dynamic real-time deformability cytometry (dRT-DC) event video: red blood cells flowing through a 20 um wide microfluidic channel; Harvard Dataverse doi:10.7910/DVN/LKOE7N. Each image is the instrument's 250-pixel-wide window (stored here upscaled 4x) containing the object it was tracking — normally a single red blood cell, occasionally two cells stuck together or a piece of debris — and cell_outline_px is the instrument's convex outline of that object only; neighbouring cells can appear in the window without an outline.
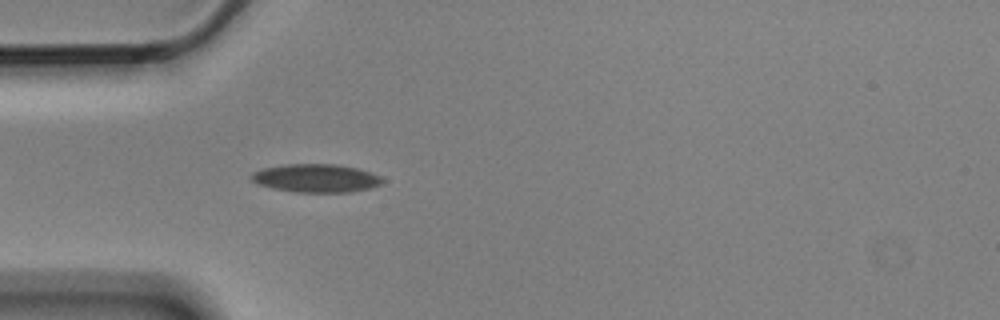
{"species": "Egyptian fruit bat (a non-hibernating species)", "species_latin": "Rousettus aegyptiacus", "temperature_condition": "cold", "stored_images_in_passage": 4, "camera_frame_rate_fps": 3000, "um_per_image_px": 0.085, "animal": {"sex": "male"}, "frame": {"image": 1, "passage_image": 4, "time_ms": 1.0, "image_size_px": [1000, 320], "cell_outline_px": [[384, 184], [352, 192], [296, 192], [272, 188], [260, 184], [252, 180], [252, 172], [264, 168], [284, 164], [336, 164], [356, 168], [380, 176], [384, 180]], "centroid_in_image_um": [26.89, 15.14], "position_along_channel_um": 58.1, "area_um2": 21.44}}